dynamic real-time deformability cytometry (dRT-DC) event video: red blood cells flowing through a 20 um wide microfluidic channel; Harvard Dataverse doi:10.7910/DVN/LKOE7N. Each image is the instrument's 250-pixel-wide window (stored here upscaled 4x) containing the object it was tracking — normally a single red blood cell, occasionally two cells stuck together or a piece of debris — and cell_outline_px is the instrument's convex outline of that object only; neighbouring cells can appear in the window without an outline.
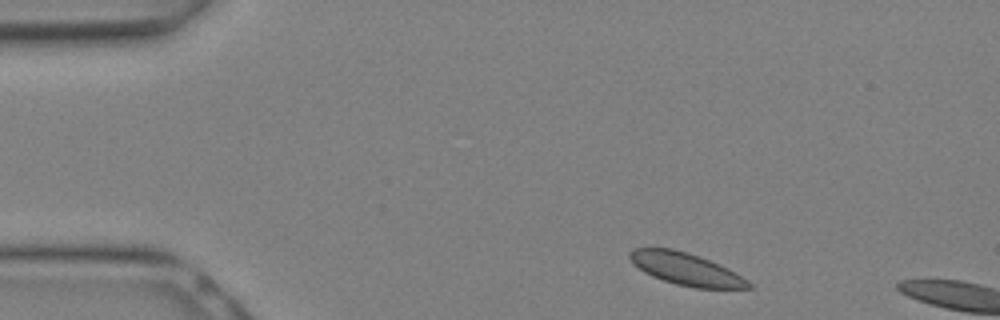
{"species": "Egyptian fruit bat (a non-hibernating species)", "species_latin": "Rousettus aegyptiacus", "temperature_condition": "warm", "stored_images_in_passage": 2, "segment_of_instrument_passage": [1, 2], "camera_frame_rate_fps": 3000, "um_per_image_px": 0.085, "animal": {"sex": "female"}, "frame": {"image": 1, "passage_image": 1, "time_ms": 0.0, "image_size_px": [1000, 320], "cell_outline_px": [[748, 288], [704, 288], [680, 284], [656, 276], [640, 268], [632, 260], [632, 252], [640, 248], [664, 248], [696, 256], [716, 264], [732, 272], [748, 284]], "centroid_in_image_um": [58.28, 22.87], "position_along_channel_um": 26.7, "area_um2": 20.0}}